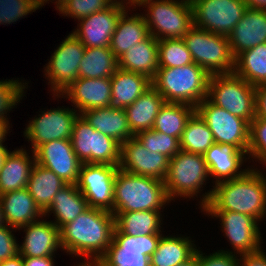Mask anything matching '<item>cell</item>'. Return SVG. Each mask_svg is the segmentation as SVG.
<instances>
[{"instance_id": "obj_1", "label": "cell", "mask_w": 266, "mask_h": 266, "mask_svg": "<svg viewBox=\"0 0 266 266\" xmlns=\"http://www.w3.org/2000/svg\"><path fill=\"white\" fill-rule=\"evenodd\" d=\"M114 228L111 212L89 207L60 229L62 251L79 258L80 263L72 266H95L107 252Z\"/></svg>"}, {"instance_id": "obj_2", "label": "cell", "mask_w": 266, "mask_h": 266, "mask_svg": "<svg viewBox=\"0 0 266 266\" xmlns=\"http://www.w3.org/2000/svg\"><path fill=\"white\" fill-rule=\"evenodd\" d=\"M266 170L250 167L242 176L213 185L208 204L201 211H232L266 219Z\"/></svg>"}, {"instance_id": "obj_3", "label": "cell", "mask_w": 266, "mask_h": 266, "mask_svg": "<svg viewBox=\"0 0 266 266\" xmlns=\"http://www.w3.org/2000/svg\"><path fill=\"white\" fill-rule=\"evenodd\" d=\"M210 179L208 166L202 154L180 150L170 159L163 182L170 202L180 198L187 201L200 198L197 206L201 211L208 204L212 194L213 185L210 190L202 192L206 184L211 183L207 182Z\"/></svg>"}, {"instance_id": "obj_4", "label": "cell", "mask_w": 266, "mask_h": 266, "mask_svg": "<svg viewBox=\"0 0 266 266\" xmlns=\"http://www.w3.org/2000/svg\"><path fill=\"white\" fill-rule=\"evenodd\" d=\"M171 205L162 180L118 168L114 182L113 215L133 211H164Z\"/></svg>"}, {"instance_id": "obj_5", "label": "cell", "mask_w": 266, "mask_h": 266, "mask_svg": "<svg viewBox=\"0 0 266 266\" xmlns=\"http://www.w3.org/2000/svg\"><path fill=\"white\" fill-rule=\"evenodd\" d=\"M210 75L195 63L182 67L158 68L152 86L165 102L195 107L207 98Z\"/></svg>"}, {"instance_id": "obj_6", "label": "cell", "mask_w": 266, "mask_h": 266, "mask_svg": "<svg viewBox=\"0 0 266 266\" xmlns=\"http://www.w3.org/2000/svg\"><path fill=\"white\" fill-rule=\"evenodd\" d=\"M134 6L139 10L140 7L145 8L142 15L150 35L157 40L183 38L193 26L191 3L181 0H139Z\"/></svg>"}, {"instance_id": "obj_7", "label": "cell", "mask_w": 266, "mask_h": 266, "mask_svg": "<svg viewBox=\"0 0 266 266\" xmlns=\"http://www.w3.org/2000/svg\"><path fill=\"white\" fill-rule=\"evenodd\" d=\"M193 61L210 76L231 74L234 71V57L227 36L211 33L192 26L182 38Z\"/></svg>"}, {"instance_id": "obj_8", "label": "cell", "mask_w": 266, "mask_h": 266, "mask_svg": "<svg viewBox=\"0 0 266 266\" xmlns=\"http://www.w3.org/2000/svg\"><path fill=\"white\" fill-rule=\"evenodd\" d=\"M255 88L234 73L211 75L207 99L250 124L256 116Z\"/></svg>"}, {"instance_id": "obj_9", "label": "cell", "mask_w": 266, "mask_h": 266, "mask_svg": "<svg viewBox=\"0 0 266 266\" xmlns=\"http://www.w3.org/2000/svg\"><path fill=\"white\" fill-rule=\"evenodd\" d=\"M71 142L82 163L119 166L121 145L113 138L95 130L79 115L74 122Z\"/></svg>"}, {"instance_id": "obj_10", "label": "cell", "mask_w": 266, "mask_h": 266, "mask_svg": "<svg viewBox=\"0 0 266 266\" xmlns=\"http://www.w3.org/2000/svg\"><path fill=\"white\" fill-rule=\"evenodd\" d=\"M84 51L85 46L72 32L56 46L42 71L50 86V95H60L78 79Z\"/></svg>"}, {"instance_id": "obj_11", "label": "cell", "mask_w": 266, "mask_h": 266, "mask_svg": "<svg viewBox=\"0 0 266 266\" xmlns=\"http://www.w3.org/2000/svg\"><path fill=\"white\" fill-rule=\"evenodd\" d=\"M205 217L218 219L223 237L231 245V249L219 251L236 255L255 252L263 247L261 223L253 217L232 211H200Z\"/></svg>"}, {"instance_id": "obj_12", "label": "cell", "mask_w": 266, "mask_h": 266, "mask_svg": "<svg viewBox=\"0 0 266 266\" xmlns=\"http://www.w3.org/2000/svg\"><path fill=\"white\" fill-rule=\"evenodd\" d=\"M40 114H39V113ZM38 115L30 118L23 131L24 138L34 152L40 145L52 140H71L74 122L80 115L73 107L40 109Z\"/></svg>"}, {"instance_id": "obj_13", "label": "cell", "mask_w": 266, "mask_h": 266, "mask_svg": "<svg viewBox=\"0 0 266 266\" xmlns=\"http://www.w3.org/2000/svg\"><path fill=\"white\" fill-rule=\"evenodd\" d=\"M161 236H130L114 228L111 244L95 266H151Z\"/></svg>"}, {"instance_id": "obj_14", "label": "cell", "mask_w": 266, "mask_h": 266, "mask_svg": "<svg viewBox=\"0 0 266 266\" xmlns=\"http://www.w3.org/2000/svg\"><path fill=\"white\" fill-rule=\"evenodd\" d=\"M195 111L208 125L217 144H231L248 153L250 124L227 110L211 103L207 98L201 101Z\"/></svg>"}, {"instance_id": "obj_15", "label": "cell", "mask_w": 266, "mask_h": 266, "mask_svg": "<svg viewBox=\"0 0 266 266\" xmlns=\"http://www.w3.org/2000/svg\"><path fill=\"white\" fill-rule=\"evenodd\" d=\"M192 9L194 26L228 36L248 6L243 0H195Z\"/></svg>"}, {"instance_id": "obj_16", "label": "cell", "mask_w": 266, "mask_h": 266, "mask_svg": "<svg viewBox=\"0 0 266 266\" xmlns=\"http://www.w3.org/2000/svg\"><path fill=\"white\" fill-rule=\"evenodd\" d=\"M119 166L83 163L76 183L89 207L113 211L114 182Z\"/></svg>"}, {"instance_id": "obj_17", "label": "cell", "mask_w": 266, "mask_h": 266, "mask_svg": "<svg viewBox=\"0 0 266 266\" xmlns=\"http://www.w3.org/2000/svg\"><path fill=\"white\" fill-rule=\"evenodd\" d=\"M130 6L117 0L111 7L77 21L71 31L85 47H109L121 14Z\"/></svg>"}, {"instance_id": "obj_18", "label": "cell", "mask_w": 266, "mask_h": 266, "mask_svg": "<svg viewBox=\"0 0 266 266\" xmlns=\"http://www.w3.org/2000/svg\"><path fill=\"white\" fill-rule=\"evenodd\" d=\"M170 158L147 150L134 136L121 144L119 168L134 175L164 180Z\"/></svg>"}, {"instance_id": "obj_19", "label": "cell", "mask_w": 266, "mask_h": 266, "mask_svg": "<svg viewBox=\"0 0 266 266\" xmlns=\"http://www.w3.org/2000/svg\"><path fill=\"white\" fill-rule=\"evenodd\" d=\"M35 161L40 166L53 171L67 184H76L81 165L71 140H52L40 145L35 151Z\"/></svg>"}, {"instance_id": "obj_20", "label": "cell", "mask_w": 266, "mask_h": 266, "mask_svg": "<svg viewBox=\"0 0 266 266\" xmlns=\"http://www.w3.org/2000/svg\"><path fill=\"white\" fill-rule=\"evenodd\" d=\"M61 97V98H60ZM66 99L79 113L111 106L110 78H78L60 95H52L53 100Z\"/></svg>"}, {"instance_id": "obj_21", "label": "cell", "mask_w": 266, "mask_h": 266, "mask_svg": "<svg viewBox=\"0 0 266 266\" xmlns=\"http://www.w3.org/2000/svg\"><path fill=\"white\" fill-rule=\"evenodd\" d=\"M25 235L18 243L19 254L22 257L56 256L57 250L62 252L60 244V229L46 217L17 229Z\"/></svg>"}, {"instance_id": "obj_22", "label": "cell", "mask_w": 266, "mask_h": 266, "mask_svg": "<svg viewBox=\"0 0 266 266\" xmlns=\"http://www.w3.org/2000/svg\"><path fill=\"white\" fill-rule=\"evenodd\" d=\"M203 156L213 185L240 177L251 167L247 153L231 144L214 143Z\"/></svg>"}, {"instance_id": "obj_23", "label": "cell", "mask_w": 266, "mask_h": 266, "mask_svg": "<svg viewBox=\"0 0 266 266\" xmlns=\"http://www.w3.org/2000/svg\"><path fill=\"white\" fill-rule=\"evenodd\" d=\"M227 37L234 58L245 50L266 43V9L248 8Z\"/></svg>"}, {"instance_id": "obj_24", "label": "cell", "mask_w": 266, "mask_h": 266, "mask_svg": "<svg viewBox=\"0 0 266 266\" xmlns=\"http://www.w3.org/2000/svg\"><path fill=\"white\" fill-rule=\"evenodd\" d=\"M133 9L137 10L134 5H130L121 14L111 37L109 48L117 58L130 50L134 44L145 40L150 35L147 23L141 12L142 10H140V13H134L132 12L134 11Z\"/></svg>"}, {"instance_id": "obj_25", "label": "cell", "mask_w": 266, "mask_h": 266, "mask_svg": "<svg viewBox=\"0 0 266 266\" xmlns=\"http://www.w3.org/2000/svg\"><path fill=\"white\" fill-rule=\"evenodd\" d=\"M25 148L17 147L8 153L0 170V195L27 187L36 161L34 152Z\"/></svg>"}, {"instance_id": "obj_26", "label": "cell", "mask_w": 266, "mask_h": 266, "mask_svg": "<svg viewBox=\"0 0 266 266\" xmlns=\"http://www.w3.org/2000/svg\"><path fill=\"white\" fill-rule=\"evenodd\" d=\"M0 201L4 220L10 227L19 229L44 216L27 188L4 193L0 195Z\"/></svg>"}, {"instance_id": "obj_27", "label": "cell", "mask_w": 266, "mask_h": 266, "mask_svg": "<svg viewBox=\"0 0 266 266\" xmlns=\"http://www.w3.org/2000/svg\"><path fill=\"white\" fill-rule=\"evenodd\" d=\"M95 130L116 140L120 145L134 137L124 108L102 107L80 114Z\"/></svg>"}, {"instance_id": "obj_28", "label": "cell", "mask_w": 266, "mask_h": 266, "mask_svg": "<svg viewBox=\"0 0 266 266\" xmlns=\"http://www.w3.org/2000/svg\"><path fill=\"white\" fill-rule=\"evenodd\" d=\"M89 208L88 202L76 184H66L54 196L51 205L44 212V217L50 219L59 229ZM54 215H53V214Z\"/></svg>"}, {"instance_id": "obj_29", "label": "cell", "mask_w": 266, "mask_h": 266, "mask_svg": "<svg viewBox=\"0 0 266 266\" xmlns=\"http://www.w3.org/2000/svg\"><path fill=\"white\" fill-rule=\"evenodd\" d=\"M111 81V106L125 108L133 104L152 86V80L144 74L118 68Z\"/></svg>"}, {"instance_id": "obj_30", "label": "cell", "mask_w": 266, "mask_h": 266, "mask_svg": "<svg viewBox=\"0 0 266 266\" xmlns=\"http://www.w3.org/2000/svg\"><path fill=\"white\" fill-rule=\"evenodd\" d=\"M158 40L149 35L118 58V68L141 73L151 80L158 70Z\"/></svg>"}, {"instance_id": "obj_31", "label": "cell", "mask_w": 266, "mask_h": 266, "mask_svg": "<svg viewBox=\"0 0 266 266\" xmlns=\"http://www.w3.org/2000/svg\"><path fill=\"white\" fill-rule=\"evenodd\" d=\"M174 234V235H172ZM170 233L163 234L157 249L150 257L151 266H177L186 262L196 252L197 247L192 236Z\"/></svg>"}, {"instance_id": "obj_32", "label": "cell", "mask_w": 266, "mask_h": 266, "mask_svg": "<svg viewBox=\"0 0 266 266\" xmlns=\"http://www.w3.org/2000/svg\"><path fill=\"white\" fill-rule=\"evenodd\" d=\"M164 103L161 94L151 86L133 104L124 108L129 128L134 136L153 128L155 118Z\"/></svg>"}, {"instance_id": "obj_33", "label": "cell", "mask_w": 266, "mask_h": 266, "mask_svg": "<svg viewBox=\"0 0 266 266\" xmlns=\"http://www.w3.org/2000/svg\"><path fill=\"white\" fill-rule=\"evenodd\" d=\"M162 212L147 210L115 213V228L130 236L163 235L165 213Z\"/></svg>"}, {"instance_id": "obj_34", "label": "cell", "mask_w": 266, "mask_h": 266, "mask_svg": "<svg viewBox=\"0 0 266 266\" xmlns=\"http://www.w3.org/2000/svg\"><path fill=\"white\" fill-rule=\"evenodd\" d=\"M66 184L53 171L35 163L26 188L33 197L36 205L44 213L51 205L57 192Z\"/></svg>"}, {"instance_id": "obj_35", "label": "cell", "mask_w": 266, "mask_h": 266, "mask_svg": "<svg viewBox=\"0 0 266 266\" xmlns=\"http://www.w3.org/2000/svg\"><path fill=\"white\" fill-rule=\"evenodd\" d=\"M233 73L254 87L266 84V43L238 54Z\"/></svg>"}, {"instance_id": "obj_36", "label": "cell", "mask_w": 266, "mask_h": 266, "mask_svg": "<svg viewBox=\"0 0 266 266\" xmlns=\"http://www.w3.org/2000/svg\"><path fill=\"white\" fill-rule=\"evenodd\" d=\"M118 69V58L109 47H85L78 78H111Z\"/></svg>"}, {"instance_id": "obj_37", "label": "cell", "mask_w": 266, "mask_h": 266, "mask_svg": "<svg viewBox=\"0 0 266 266\" xmlns=\"http://www.w3.org/2000/svg\"><path fill=\"white\" fill-rule=\"evenodd\" d=\"M194 112L195 107L191 105L165 102L155 118L152 129L180 140L186 122Z\"/></svg>"}, {"instance_id": "obj_38", "label": "cell", "mask_w": 266, "mask_h": 266, "mask_svg": "<svg viewBox=\"0 0 266 266\" xmlns=\"http://www.w3.org/2000/svg\"><path fill=\"white\" fill-rule=\"evenodd\" d=\"M179 141L181 150L202 155L215 143L208 125L196 111L186 122Z\"/></svg>"}, {"instance_id": "obj_39", "label": "cell", "mask_w": 266, "mask_h": 266, "mask_svg": "<svg viewBox=\"0 0 266 266\" xmlns=\"http://www.w3.org/2000/svg\"><path fill=\"white\" fill-rule=\"evenodd\" d=\"M158 67H182L194 63L182 38L158 40Z\"/></svg>"}, {"instance_id": "obj_40", "label": "cell", "mask_w": 266, "mask_h": 266, "mask_svg": "<svg viewBox=\"0 0 266 266\" xmlns=\"http://www.w3.org/2000/svg\"><path fill=\"white\" fill-rule=\"evenodd\" d=\"M29 81L12 78L0 80V120L10 122L9 113L26 97ZM8 113V114H7ZM9 115V116H8ZM10 119V120H9Z\"/></svg>"}, {"instance_id": "obj_41", "label": "cell", "mask_w": 266, "mask_h": 266, "mask_svg": "<svg viewBox=\"0 0 266 266\" xmlns=\"http://www.w3.org/2000/svg\"><path fill=\"white\" fill-rule=\"evenodd\" d=\"M248 160L252 168L258 164L266 168V119L255 118L250 122ZM256 163H255V162Z\"/></svg>"}, {"instance_id": "obj_42", "label": "cell", "mask_w": 266, "mask_h": 266, "mask_svg": "<svg viewBox=\"0 0 266 266\" xmlns=\"http://www.w3.org/2000/svg\"><path fill=\"white\" fill-rule=\"evenodd\" d=\"M135 137L147 150L164 154L170 159L181 150L178 138L153 129L139 132Z\"/></svg>"}, {"instance_id": "obj_43", "label": "cell", "mask_w": 266, "mask_h": 266, "mask_svg": "<svg viewBox=\"0 0 266 266\" xmlns=\"http://www.w3.org/2000/svg\"><path fill=\"white\" fill-rule=\"evenodd\" d=\"M117 0H68L57 11L64 17L79 21L95 12L111 7Z\"/></svg>"}, {"instance_id": "obj_44", "label": "cell", "mask_w": 266, "mask_h": 266, "mask_svg": "<svg viewBox=\"0 0 266 266\" xmlns=\"http://www.w3.org/2000/svg\"><path fill=\"white\" fill-rule=\"evenodd\" d=\"M40 8V0H0V25L14 24Z\"/></svg>"}, {"instance_id": "obj_45", "label": "cell", "mask_w": 266, "mask_h": 266, "mask_svg": "<svg viewBox=\"0 0 266 266\" xmlns=\"http://www.w3.org/2000/svg\"><path fill=\"white\" fill-rule=\"evenodd\" d=\"M200 249V247L197 248L199 266H239V255L219 250L207 255Z\"/></svg>"}, {"instance_id": "obj_46", "label": "cell", "mask_w": 266, "mask_h": 266, "mask_svg": "<svg viewBox=\"0 0 266 266\" xmlns=\"http://www.w3.org/2000/svg\"><path fill=\"white\" fill-rule=\"evenodd\" d=\"M16 228L5 224L0 227V262L19 254L18 242L15 236ZM15 232V233H14Z\"/></svg>"}, {"instance_id": "obj_47", "label": "cell", "mask_w": 266, "mask_h": 266, "mask_svg": "<svg viewBox=\"0 0 266 266\" xmlns=\"http://www.w3.org/2000/svg\"><path fill=\"white\" fill-rule=\"evenodd\" d=\"M264 246L255 252L239 255V266H266Z\"/></svg>"}, {"instance_id": "obj_48", "label": "cell", "mask_w": 266, "mask_h": 266, "mask_svg": "<svg viewBox=\"0 0 266 266\" xmlns=\"http://www.w3.org/2000/svg\"><path fill=\"white\" fill-rule=\"evenodd\" d=\"M256 116L266 119V84L255 88Z\"/></svg>"}, {"instance_id": "obj_49", "label": "cell", "mask_w": 266, "mask_h": 266, "mask_svg": "<svg viewBox=\"0 0 266 266\" xmlns=\"http://www.w3.org/2000/svg\"><path fill=\"white\" fill-rule=\"evenodd\" d=\"M56 256L22 257L24 266H55Z\"/></svg>"}, {"instance_id": "obj_50", "label": "cell", "mask_w": 266, "mask_h": 266, "mask_svg": "<svg viewBox=\"0 0 266 266\" xmlns=\"http://www.w3.org/2000/svg\"><path fill=\"white\" fill-rule=\"evenodd\" d=\"M12 126V123L10 124L8 121L0 120V145L5 144L4 142L7 140L8 134L11 133L10 128H13Z\"/></svg>"}, {"instance_id": "obj_51", "label": "cell", "mask_w": 266, "mask_h": 266, "mask_svg": "<svg viewBox=\"0 0 266 266\" xmlns=\"http://www.w3.org/2000/svg\"><path fill=\"white\" fill-rule=\"evenodd\" d=\"M0 266H24L23 259L20 254L0 262Z\"/></svg>"}, {"instance_id": "obj_52", "label": "cell", "mask_w": 266, "mask_h": 266, "mask_svg": "<svg viewBox=\"0 0 266 266\" xmlns=\"http://www.w3.org/2000/svg\"><path fill=\"white\" fill-rule=\"evenodd\" d=\"M248 8L266 9V0H243Z\"/></svg>"}, {"instance_id": "obj_53", "label": "cell", "mask_w": 266, "mask_h": 266, "mask_svg": "<svg viewBox=\"0 0 266 266\" xmlns=\"http://www.w3.org/2000/svg\"><path fill=\"white\" fill-rule=\"evenodd\" d=\"M10 151L11 150H8V146L6 144L0 145V170L2 169L4 161Z\"/></svg>"}, {"instance_id": "obj_54", "label": "cell", "mask_w": 266, "mask_h": 266, "mask_svg": "<svg viewBox=\"0 0 266 266\" xmlns=\"http://www.w3.org/2000/svg\"><path fill=\"white\" fill-rule=\"evenodd\" d=\"M67 1L68 0H40L41 9L44 5H46L47 3L50 4V2H51L55 5V9L57 11Z\"/></svg>"}, {"instance_id": "obj_55", "label": "cell", "mask_w": 266, "mask_h": 266, "mask_svg": "<svg viewBox=\"0 0 266 266\" xmlns=\"http://www.w3.org/2000/svg\"><path fill=\"white\" fill-rule=\"evenodd\" d=\"M177 266H199L198 264V257H197V250L195 254L188 259L186 262L178 264Z\"/></svg>"}, {"instance_id": "obj_56", "label": "cell", "mask_w": 266, "mask_h": 266, "mask_svg": "<svg viewBox=\"0 0 266 266\" xmlns=\"http://www.w3.org/2000/svg\"><path fill=\"white\" fill-rule=\"evenodd\" d=\"M5 224H6V222H5V220H4L2 203H1V201H0V227H1L2 225H5Z\"/></svg>"}, {"instance_id": "obj_57", "label": "cell", "mask_w": 266, "mask_h": 266, "mask_svg": "<svg viewBox=\"0 0 266 266\" xmlns=\"http://www.w3.org/2000/svg\"><path fill=\"white\" fill-rule=\"evenodd\" d=\"M119 1L126 2L130 5H135L139 0H119Z\"/></svg>"}, {"instance_id": "obj_58", "label": "cell", "mask_w": 266, "mask_h": 266, "mask_svg": "<svg viewBox=\"0 0 266 266\" xmlns=\"http://www.w3.org/2000/svg\"><path fill=\"white\" fill-rule=\"evenodd\" d=\"M181 1H184V2H187V3H193L195 0H181Z\"/></svg>"}]
</instances>
